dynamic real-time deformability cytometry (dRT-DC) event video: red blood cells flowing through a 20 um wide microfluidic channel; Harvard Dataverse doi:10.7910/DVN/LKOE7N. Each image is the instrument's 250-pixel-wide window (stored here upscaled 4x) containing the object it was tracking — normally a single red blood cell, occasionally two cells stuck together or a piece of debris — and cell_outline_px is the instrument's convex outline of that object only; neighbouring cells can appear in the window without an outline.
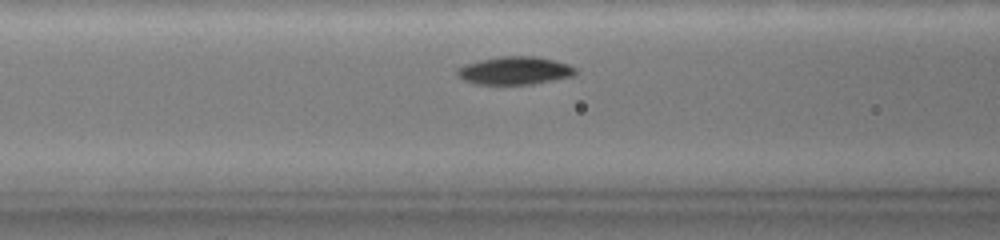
{"species": "common noctule bat (a hibernating species)", "species_latin": "Nyctalus noctula", "temperature_condition": "warm", "stored_images_in_passage": 35, "camera_frame_rate_fps": 3000, "um_per_image_px": 0.085, "animal": {"sex": "female", "body_mass_g": 19.0, "forearm_length_mm": 51.5}, "frame": {"image": 1, "passage_image": 10, "time_ms": 3.0, "image_size_px": [1000, 240], "cell_outline_px": [[576, 72], [572, 76], [524, 84], [484, 84], [464, 80], [456, 72], [456, 68], [464, 64], [496, 56], [536, 56], [556, 60], [568, 64], [576, 68]], "centroid_in_image_um": [43.73, 5.97], "position_along_channel_um": 122.9, "area_um2": 18.96}}
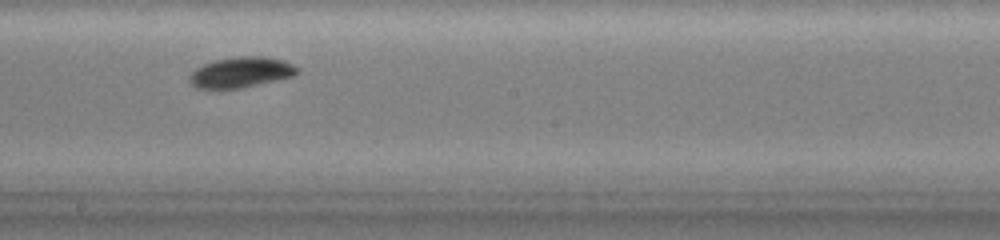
{"frame": {"image": 2, "passage_image": 19, "time_ms": 6.0, "image_size_px": [1000, 240], "cell_outline_px": [[300, 72], [292, 76], [240, 88], [200, 88], [192, 84], [188, 76], [196, 68], [204, 64], [216, 60], [240, 56], [264, 56], [284, 60], [300, 68]], "centroid_in_image_um": [20.52, 6.13], "position_along_channel_um": 227.7, "area_um2": 18.9}}
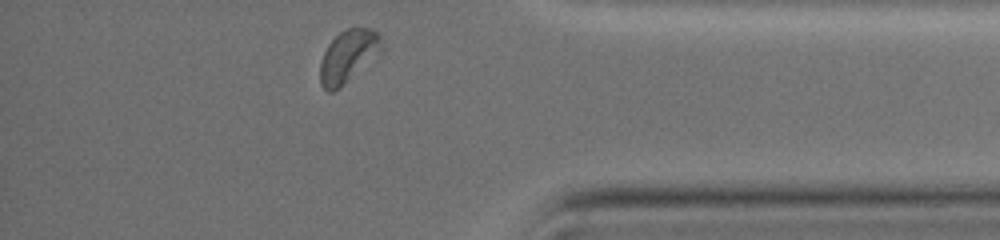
{"frame": {"image": 3, "passage_image": 35, "time_ms": 11.333, "image_size_px": [1000, 240], "cell_outline_px": [[380, 52], [340, 88], [332, 92], [328, 92], [320, 84], [320, 60], [328, 44], [340, 32], [348, 28], [372, 28], [380, 36]], "centroid_in_image_um": [29.55, 4.79], "position_along_channel_um": 405.7, "area_um2": 18.44}, "authors_computed_cell_mechanics": {"area_um2": 18.496, "velocity_mm_per_s": 3.5187, "shape_relaxation_time_tau1_ms": 2.4826, "shape_relaxation_time_tau2_ms": 3.2716, "deformation_change_tau1": 0.0958, "deformation_change_tau2": 0.0557}}